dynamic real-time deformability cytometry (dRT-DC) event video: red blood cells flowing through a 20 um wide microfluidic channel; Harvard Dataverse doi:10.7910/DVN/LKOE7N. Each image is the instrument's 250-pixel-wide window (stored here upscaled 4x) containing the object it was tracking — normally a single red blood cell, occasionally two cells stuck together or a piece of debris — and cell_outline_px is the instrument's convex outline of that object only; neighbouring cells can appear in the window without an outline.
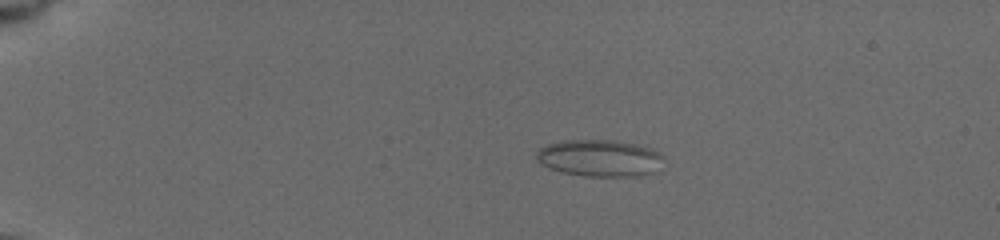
{"species": "common noctule bat (a hibernating species)", "species_latin": "Nyctalus noctula", "temperature_condition": "cold", "stored_images_in_passage": 45, "camera_frame_rate_fps": 3000, "um_per_image_px": 0.085, "animal": {"sex": "female", "body_mass_g": 19.5, "forearm_length_mm": 54.1}, "frame": {"image": 1, "passage_image": 1, "time_ms": 0.0, "image_size_px": [1000, 240], "cell_outline_px": [[660, 156], [656, 172], [640, 176], [584, 176], [560, 172], [548, 168], [536, 156], [536, 152], [540, 148], [548, 144], [560, 140], [612, 140], [632, 144], [648, 148], [660, 152]], "centroid_in_image_um": [50.92, 13.44], "position_along_channel_um": 34.1, "area_um2": 26.93}}
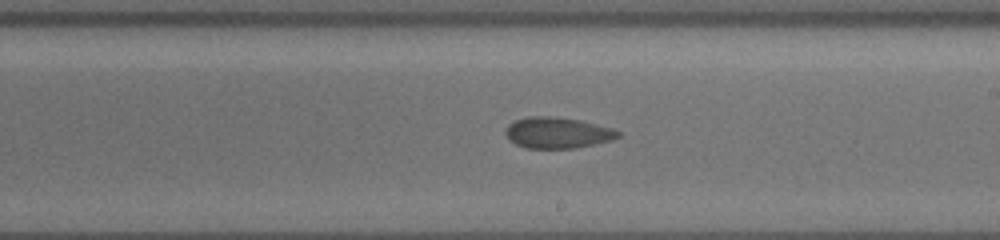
{"frame": {"image": 2, "passage_image": 24, "time_ms": 7.667, "image_size_px": [1000, 240], "cell_outline_px": [[620, 136], [612, 140], [576, 148], [524, 148], [516, 144], [504, 132], [508, 124], [516, 120], [528, 116], [552, 116], [580, 120], [612, 128], [620, 132]], "centroid_in_image_um": [47.39, 11.28], "position_along_channel_um": 241.6, "area_um2": 20.29}}
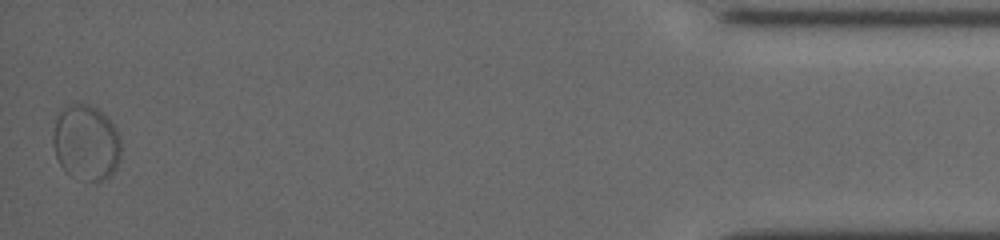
{"frame": {"image": 3, "passage_image": 45, "time_ms": 14.667, "image_size_px": [1000, 240], "cell_outline_px": [[120, 160], [116, 168], [104, 180], [96, 184], [72, 176], [64, 172], [56, 156], [52, 144], [52, 136], [56, 112], [64, 104], [80, 100], [96, 108], [108, 116], [120, 136]], "centroid_in_image_um": [7.28, 12.08], "position_along_channel_um": 427.9, "area_um2": 31.15}}